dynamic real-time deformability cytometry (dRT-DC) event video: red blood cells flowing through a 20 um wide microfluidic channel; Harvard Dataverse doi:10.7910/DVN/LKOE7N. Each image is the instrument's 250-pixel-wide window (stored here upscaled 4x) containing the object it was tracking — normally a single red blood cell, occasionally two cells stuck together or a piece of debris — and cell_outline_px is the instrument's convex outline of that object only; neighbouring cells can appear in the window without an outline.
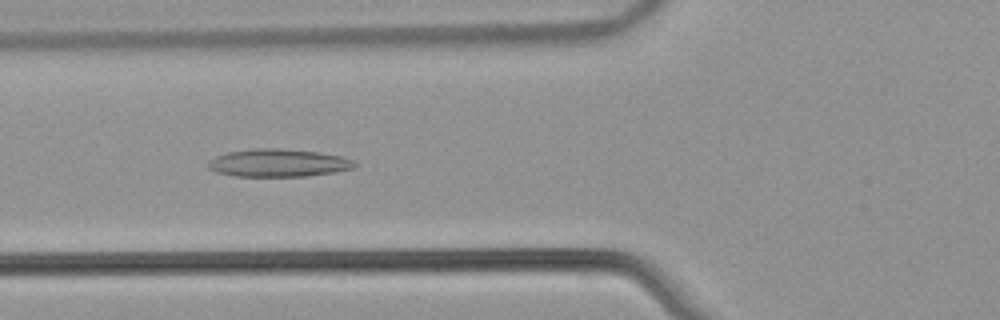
{"species": "common noctule bat (a hibernating species)", "species_latin": "Nyctalus noctula", "temperature_condition": "warm", "stored_images_in_passage": 50, "camera_frame_rate_fps": 3000, "um_per_image_px": 0.085, "animal": {"sex": "male", "body_mass_g": 21.5, "forearm_length_mm": 52.0}, "frame": {"image": 1, "passage_image": 18, "time_ms": 5.667, "image_size_px": [1000, 320], "cell_outline_px": [[356, 164], [352, 168], [336, 172], [304, 176], [236, 176], [216, 172], [208, 168], [208, 160], [216, 156], [228, 152], [256, 148], [276, 148], [320, 152], [344, 156], [356, 160]], "centroid_in_image_um": [23.68, 13.84], "position_along_channel_um": 102.1, "area_um2": 23.81}}
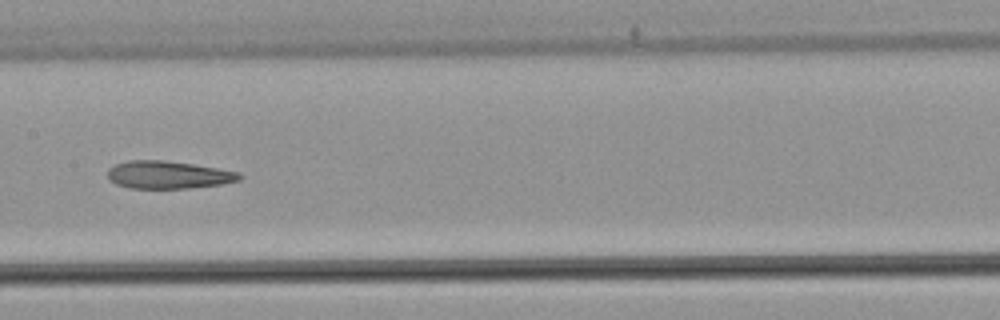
{"frame": {"image": 2, "passage_image": 25, "time_ms": 8.0, "image_size_px": [1000, 320], "cell_outline_px": [[244, 176], [240, 180], [220, 184], [188, 188], [128, 188], [116, 184], [108, 180], [108, 168], [116, 164], [128, 160], [164, 160], [192, 164], [240, 172]], "centroid_in_image_um": [14.28, 14.86], "position_along_channel_um": 193.1, "area_um2": 21.27}}
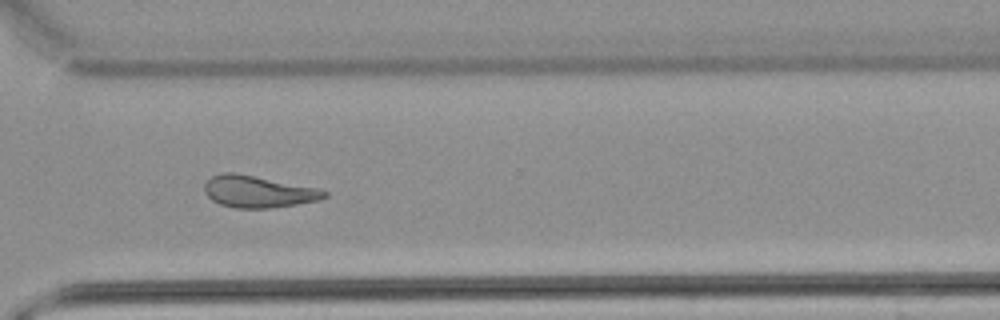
{"frame": {"image": 3, "passage_image": 37, "time_ms": 12.0, "image_size_px": [1000, 320], "cell_outline_px": [[328, 196], [320, 200], [296, 204], [268, 208], [236, 208], [220, 204], [212, 200], [204, 192], [204, 184], [212, 176], [224, 172], [232, 172], [320, 188], [328, 192]], "centroid_in_image_um": [21.96, 16.29], "position_along_channel_um": 348.6, "area_um2": 22.2}, "authors_computed_cell_mechanics": {"area_um2": 23.0911, "velocity_mm_per_s": 3.8928, "shape_relaxation_time_tau1_ms": null, "shape_relaxation_time_tau2_ms": 8.9799, "deformation_change_tau1": null, "deformation_change_tau2": 0.2117}}